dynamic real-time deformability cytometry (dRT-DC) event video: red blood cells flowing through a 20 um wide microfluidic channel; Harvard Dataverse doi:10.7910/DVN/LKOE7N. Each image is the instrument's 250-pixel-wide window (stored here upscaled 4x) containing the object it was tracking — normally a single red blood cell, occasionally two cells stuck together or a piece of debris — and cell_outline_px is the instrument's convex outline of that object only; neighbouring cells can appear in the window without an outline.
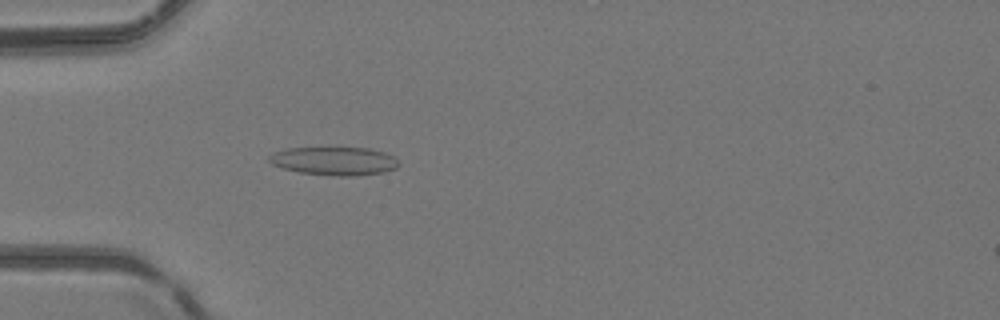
{"species": "common noctule bat (a hibernating species)", "species_latin": "Nyctalus noctula", "temperature_condition": "room temperature", "stored_images_in_passage": 51, "camera_frame_rate_fps": 3000, "um_per_image_px": 0.085, "animal": {"sex": "female", "body_mass_g": 24.6, "forearm_length_mm": 56.2}, "frame": {"image": 1, "passage_image": 15, "time_ms": 4.667, "image_size_px": [1000, 320], "cell_outline_px": [[400, 164], [396, 168], [384, 172], [356, 176], [340, 176], [300, 172], [284, 168], [272, 164], [268, 160], [268, 156], [272, 152], [288, 148], [368, 148], [384, 152], [392, 156]], "centroid_in_image_um": [28.41, 13.68], "position_along_channel_um": 56.6, "area_um2": 21.27}}
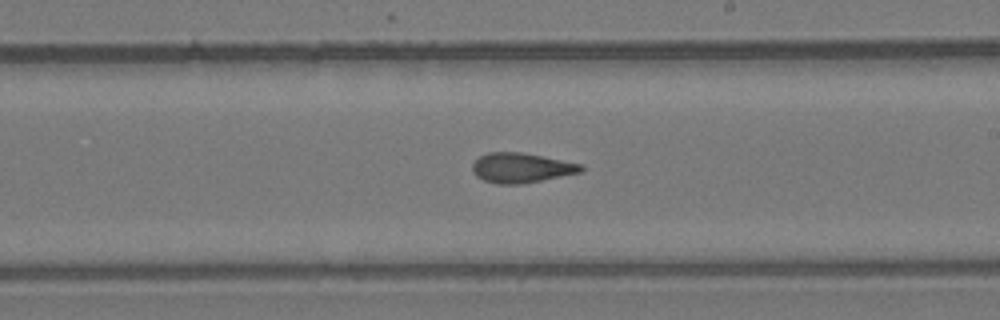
{"frame": {"image": 2, "passage_image": 29, "time_ms": 9.333, "image_size_px": [1000, 320], "cell_outline_px": [[584, 168], [580, 172], [520, 184], [496, 184], [484, 180], [476, 176], [472, 172], [472, 164], [480, 156], [488, 152], [520, 152], [580, 164]], "centroid_in_image_um": [44.23, 14.27], "position_along_channel_um": 244.8, "area_um2": 18.5}}
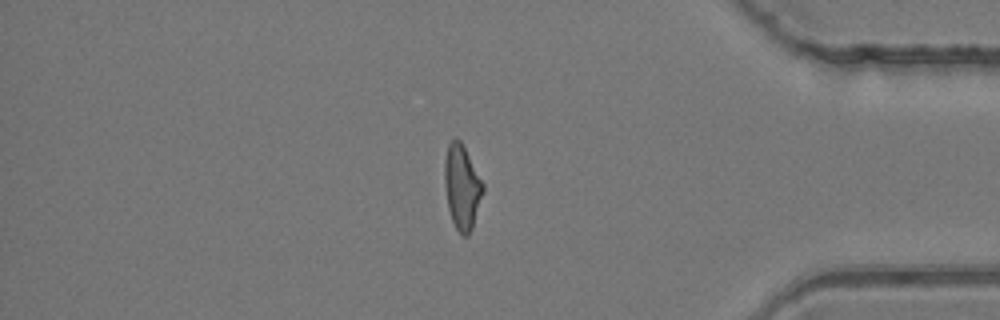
{"frame": {"image": 3, "passage_image": 42, "time_ms": 13.667, "image_size_px": [1000, 320], "cell_outline_px": [[484, 192], [472, 228], [468, 236], [464, 236], [456, 228], [452, 220], [448, 208], [444, 184], [444, 160], [448, 144], [456, 136], [460, 140], [484, 184]], "centroid_in_image_um": [39.26, 15.89], "position_along_channel_um": 395.9, "area_um2": 18.9}, "authors_computed_cell_mechanics": {"area_um2": 18.9006, "velocity_mm_per_s": 4.1695, "shape_relaxation_time_tau1_ms": null, "shape_relaxation_time_tau2_ms": 1.7449, "deformation_change_tau1": null, "deformation_change_tau2": 0.1049}}